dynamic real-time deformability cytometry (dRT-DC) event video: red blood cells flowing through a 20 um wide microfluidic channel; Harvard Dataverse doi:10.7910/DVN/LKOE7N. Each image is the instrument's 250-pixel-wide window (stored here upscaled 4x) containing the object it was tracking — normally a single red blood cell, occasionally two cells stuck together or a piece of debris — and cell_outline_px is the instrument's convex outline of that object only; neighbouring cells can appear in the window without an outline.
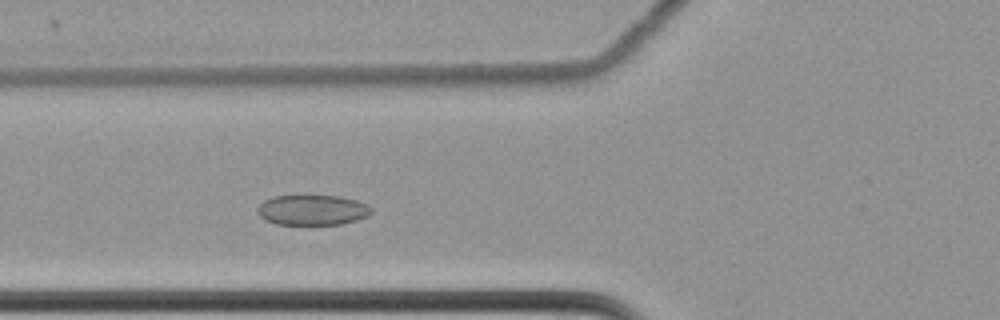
{"species": "common noctule bat (a hibernating species)", "species_latin": "Nyctalus noctula", "temperature_condition": "cold", "stored_images_in_passage": 53, "camera_frame_rate_fps": 3000, "um_per_image_px": 0.085, "animal": {"sex": "female", "body_mass_g": 22.7, "forearm_length_mm": 54.2}, "frame": {"image": 1, "passage_image": 16, "time_ms": 5.0, "image_size_px": [1000, 320], "cell_outline_px": [[372, 212], [368, 216], [356, 220], [340, 224], [276, 224], [264, 220], [256, 212], [256, 208], [264, 200], [272, 196], [340, 196], [356, 200], [368, 204], [372, 208]], "centroid_in_image_um": [26.54, 17.85], "position_along_channel_um": 99.3, "area_um2": 20.17}}
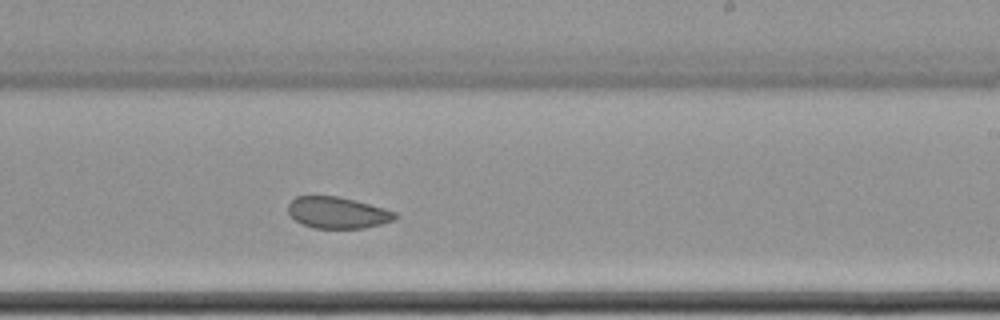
{"frame": {"image": 2, "passage_image": 30, "time_ms": 9.667, "image_size_px": [1000, 320], "cell_outline_px": [[396, 220], [364, 228], [312, 228], [296, 220], [288, 212], [288, 204], [296, 196], [340, 196], [384, 208], [396, 212]], "centroid_in_image_um": [28.7, 18.07], "position_along_channel_um": 260.3, "area_um2": 19.54}}
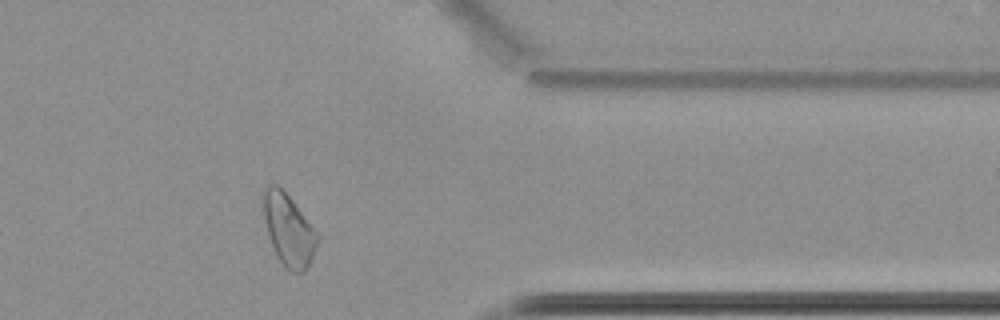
{"frame": {"image": 3, "passage_image": 42, "time_ms": 13.667, "image_size_px": [1000, 320], "cell_outline_px": [[320, 236], [316, 248], [304, 272], [292, 272], [284, 268], [276, 256], [268, 236], [264, 216], [264, 188], [268, 184], [276, 184], [292, 200]], "centroid_in_image_um": [24.53, 19.57], "position_along_channel_um": 386.9, "area_um2": 22.31}, "authors_computed_cell_mechanics": {"area_um2": 22.3108, "velocity_mm_per_s": 3.4583, "shape_relaxation_time_tau1_ms": null, "shape_relaxation_time_tau2_ms": 3.2145, "deformation_change_tau1": null, "deformation_change_tau2": 0.0636}}